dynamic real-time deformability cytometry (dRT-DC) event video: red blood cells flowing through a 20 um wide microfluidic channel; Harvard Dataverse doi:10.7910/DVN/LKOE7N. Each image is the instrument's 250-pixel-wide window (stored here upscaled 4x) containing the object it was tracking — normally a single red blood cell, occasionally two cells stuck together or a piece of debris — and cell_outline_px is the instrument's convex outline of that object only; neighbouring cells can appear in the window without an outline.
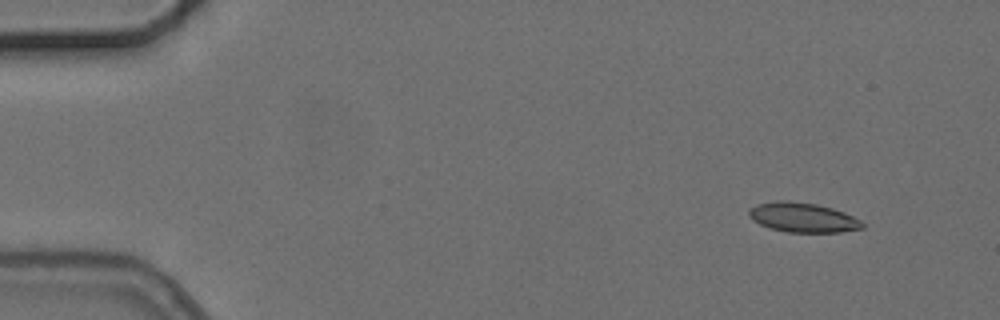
{"species": "common noctule bat (a hibernating species)", "species_latin": "Nyctalus noctula", "temperature_condition": "cold", "stored_images_in_passage": 4, "camera_frame_rate_fps": 3000, "um_per_image_px": 0.085, "animal": {"sex": "female", "body_mass_g": 24.6, "forearm_length_mm": 56.2}, "frame": {"image": 1, "passage_image": 1, "time_ms": 0.0, "image_size_px": [1000, 320], "cell_outline_px": [[864, 228], [840, 232], [788, 232], [768, 228], [752, 220], [748, 216], [748, 212], [756, 204], [780, 200], [788, 200], [816, 204], [832, 208], [844, 212], [860, 220], [864, 224]], "centroid_in_image_um": [68.23, 18.48], "position_along_channel_um": 16.8, "area_um2": 19.59}}
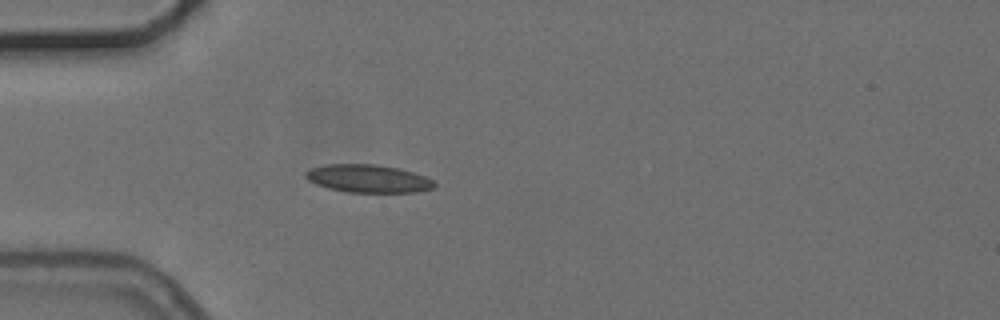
{"frame": {"image": 2, "passage_image": 4, "time_ms": 3.667, "image_size_px": [1000, 320], "cell_outline_px": [[436, 188], [416, 192], [348, 192], [328, 188], [316, 184], [308, 180], [304, 176], [304, 172], [312, 168], [324, 164], [376, 164], [400, 168], [424, 176], [432, 180], [436, 184]], "centroid_in_image_um": [31.29, 15.17], "position_along_channel_um": 53.7, "area_um2": 21.04}}